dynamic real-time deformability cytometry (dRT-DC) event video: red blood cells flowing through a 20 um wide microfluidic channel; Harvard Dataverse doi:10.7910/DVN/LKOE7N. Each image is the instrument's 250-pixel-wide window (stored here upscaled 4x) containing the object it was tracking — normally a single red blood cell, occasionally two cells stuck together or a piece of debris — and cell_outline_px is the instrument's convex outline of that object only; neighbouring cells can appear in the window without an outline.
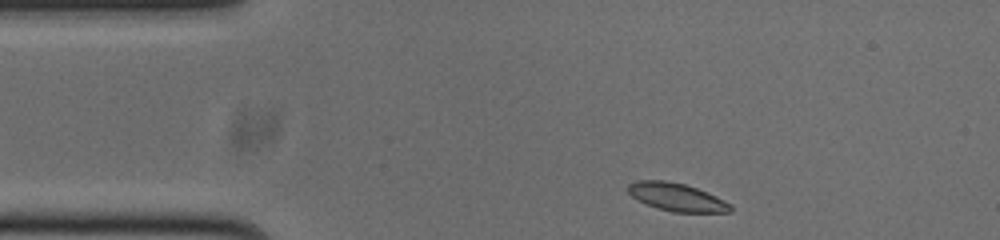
{"species": "common noctule bat (a hibernating species)", "species_latin": "Nyctalus noctula", "temperature_condition": "cold", "stored_images_in_passage": 46, "camera_frame_rate_fps": 3000, "um_per_image_px": 0.085, "animal": {"sex": "male", "body_mass_g": 20.0, "forearm_length_mm": 53.3}, "frame": {"image": 1, "passage_image": 1, "time_ms": 0.0, "image_size_px": [1000, 240], "cell_outline_px": [[732, 212], [672, 212], [656, 208], [632, 196], [628, 192], [628, 184], [636, 180], [664, 180], [684, 184], [696, 188], [716, 196], [732, 204]], "centroid_in_image_um": [57.53, 16.75], "position_along_channel_um": 27.5, "area_um2": 16.59}}
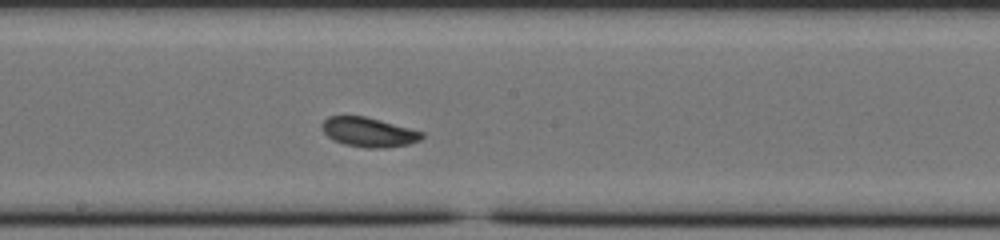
{"frame": {"image": 2, "passage_image": 20, "time_ms": 6.333, "image_size_px": [1000, 240], "cell_outline_px": [[424, 136], [420, 140], [408, 144], [384, 148], [364, 148], [344, 144], [332, 140], [320, 128], [320, 124], [328, 116], [364, 116], [424, 132]], "centroid_in_image_um": [31.3, 11.24], "position_along_channel_um": 216.9, "area_um2": 17.17}}
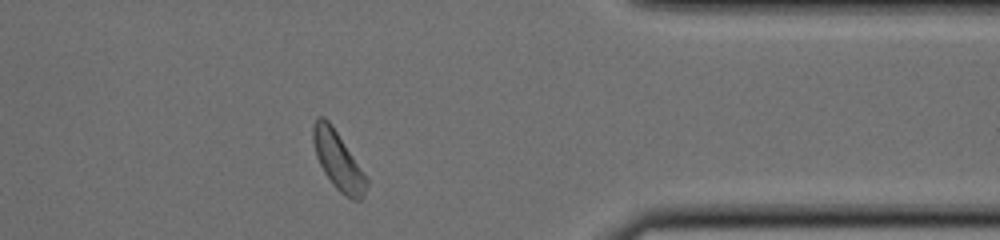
{"frame": {"image": 3, "passage_image": 35, "time_ms": 11.333, "image_size_px": [1000, 240], "cell_outline_px": [[368, 184], [364, 196], [360, 200], [352, 200], [344, 196], [332, 184], [324, 172], [316, 156], [312, 140], [312, 128], [316, 116], [324, 116], [332, 124], [368, 180]], "centroid_in_image_um": [28.71, 13.64], "position_along_channel_um": 382.7, "area_um2": 18.03}, "authors_computed_cell_mechanics": {"area_um2": 17.3978, "velocity_mm_per_s": 3.7215, "shape_relaxation_time_tau1_ms": 2.965, "shape_relaxation_time_tau2_ms": 4.246, "deformation_change_tau1": 0.1227, "deformation_change_tau2": 0.1065}}